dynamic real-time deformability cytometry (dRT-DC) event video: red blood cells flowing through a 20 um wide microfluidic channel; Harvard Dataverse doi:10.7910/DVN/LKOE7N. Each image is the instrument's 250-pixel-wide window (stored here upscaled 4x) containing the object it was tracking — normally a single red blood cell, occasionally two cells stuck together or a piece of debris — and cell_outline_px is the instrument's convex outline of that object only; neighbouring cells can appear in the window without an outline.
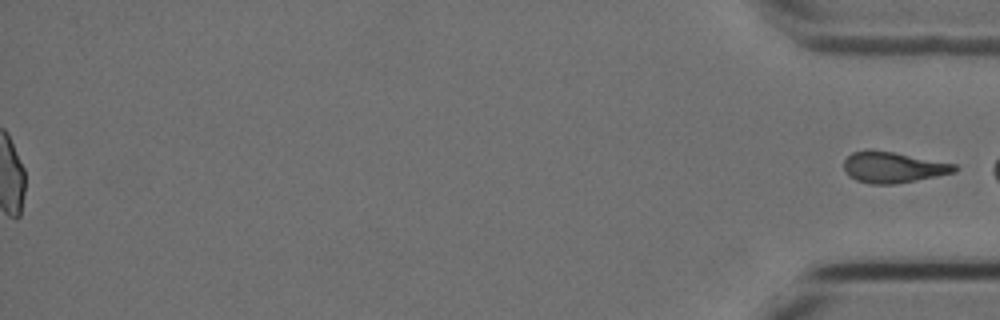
{"species": "Egyptian fruit bat (a non-hibernating species)", "species_latin": "Rousettus aegyptiacus", "temperature_condition": "cold", "stored_images_in_passage": 55, "segment_of_instrument_passage": [2, 2], "camera_frame_rate_fps": 3000, "um_per_image_px": 0.085, "animal": {"sex": "female"}, "frame": {"image": 1, "passage_image": 55, "time_ms": 18.0, "image_size_px": [1000, 320], "cell_outline_px": [[960, 168], [956, 172], [896, 184], [872, 184], [856, 180], [848, 176], [844, 172], [844, 160], [852, 152], [868, 148], [892, 152], [956, 164]], "centroid_in_image_um": [75.88, 14.21], "position_along_channel_um": 359.3, "area_um2": 20.11}}